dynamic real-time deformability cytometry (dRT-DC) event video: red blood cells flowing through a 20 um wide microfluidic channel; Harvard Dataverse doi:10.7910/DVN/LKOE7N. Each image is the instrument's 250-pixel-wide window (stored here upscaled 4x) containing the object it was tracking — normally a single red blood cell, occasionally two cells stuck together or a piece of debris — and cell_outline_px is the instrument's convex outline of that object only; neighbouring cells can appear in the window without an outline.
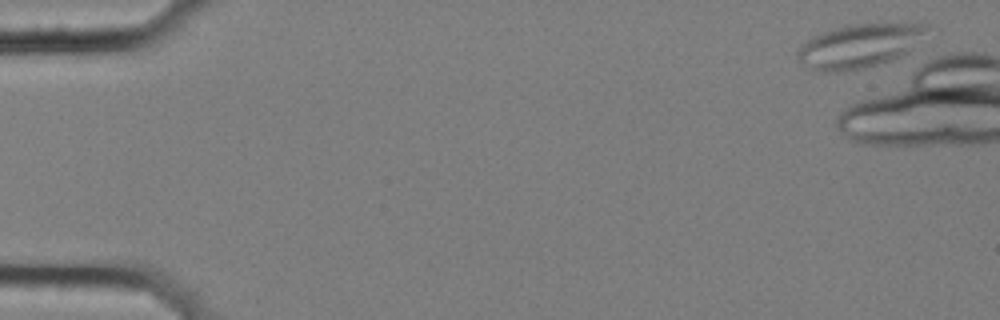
{"species": "common noctule bat (a hibernating species)", "species_latin": "Nyctalus noctula", "temperature_condition": "cold", "stored_images_in_passage": 2, "camera_frame_rate_fps": 3000, "um_per_image_px": 0.085, "animal": {"sex": "female", "body_mass_g": 25.1}, "frame": {"image": 1, "passage_image": 1, "time_ms": 0.0, "image_size_px": [1000, 320], "cell_outline_px": [[928, 28], [908, 52], [900, 56], [864, 68], [836, 72], [820, 72], [808, 68], [796, 60], [796, 52], [812, 36], [844, 24], [920, 20], [928, 24]], "centroid_in_image_um": [73.06, 3.84], "position_along_channel_um": 11.9, "area_um2": 33.76}}